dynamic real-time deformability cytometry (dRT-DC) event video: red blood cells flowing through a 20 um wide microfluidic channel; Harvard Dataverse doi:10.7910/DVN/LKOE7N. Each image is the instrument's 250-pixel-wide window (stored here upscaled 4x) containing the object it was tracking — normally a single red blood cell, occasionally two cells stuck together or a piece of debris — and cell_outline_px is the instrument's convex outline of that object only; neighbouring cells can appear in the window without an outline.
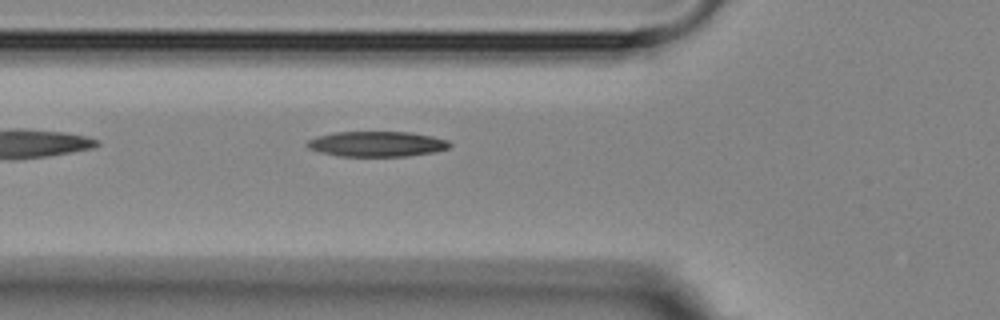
{"species": "Egyptian fruit bat (a non-hibernating species)", "species_latin": "Rousettus aegyptiacus", "temperature_condition": "room temperature", "stored_images_in_passage": 2, "camera_frame_rate_fps": 3000, "um_per_image_px": 0.085, "animal": {"sex": "female"}, "frame": {"image": 1, "passage_image": 2, "time_ms": 1.333, "image_size_px": [1000, 320], "cell_outline_px": [[452, 144], [448, 148], [436, 152], [408, 156], [340, 156], [320, 152], [308, 148], [304, 144], [308, 140], [316, 136], [332, 132], [412, 132], [432, 136], [448, 140]], "centroid_in_image_um": [32.03, 12.23], "position_along_channel_um": 93.8, "area_um2": 21.21}}